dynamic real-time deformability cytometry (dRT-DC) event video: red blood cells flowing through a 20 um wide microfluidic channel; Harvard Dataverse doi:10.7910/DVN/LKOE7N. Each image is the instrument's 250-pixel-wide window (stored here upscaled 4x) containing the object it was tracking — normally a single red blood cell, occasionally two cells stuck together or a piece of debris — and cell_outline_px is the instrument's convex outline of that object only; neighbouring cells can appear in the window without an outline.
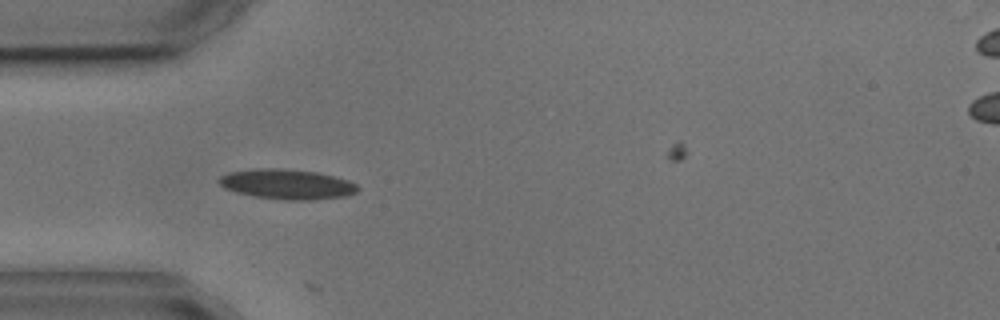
{"species": "common noctule bat (a hibernating species)", "species_latin": "Nyctalus noctula", "temperature_condition": "cold", "stored_images_in_passage": 5, "camera_frame_rate_fps": 3000, "um_per_image_px": 0.085, "animal": {"sex": "male", "body_mass_g": 17.9, "forearm_length_mm": 54.2}, "frame": {"image": 1, "passage_image": 4, "time_ms": 4.667, "image_size_px": [1000, 320], "cell_outline_px": [[360, 188], [356, 192], [348, 196], [316, 200], [284, 200], [252, 196], [236, 192], [224, 188], [216, 180], [220, 176], [228, 172], [252, 168], [284, 168], [316, 172], [348, 180], [356, 184]], "centroid_in_image_um": [24.37, 15.66], "position_along_channel_um": 60.6, "area_um2": 24.62}}